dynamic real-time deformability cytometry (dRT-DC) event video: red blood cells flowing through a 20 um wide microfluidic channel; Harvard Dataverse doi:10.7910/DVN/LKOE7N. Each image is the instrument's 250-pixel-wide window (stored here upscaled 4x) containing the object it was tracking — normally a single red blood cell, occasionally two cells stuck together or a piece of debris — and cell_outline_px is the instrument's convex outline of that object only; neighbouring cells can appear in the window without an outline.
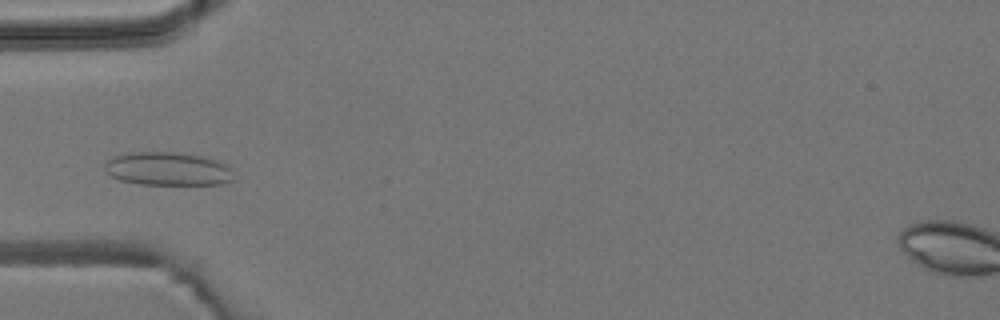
{"species": "common noctule bat (a hibernating species)", "species_latin": "Nyctalus noctula", "temperature_condition": "room temperature", "stored_images_in_passage": 5, "camera_frame_rate_fps": 3000, "um_per_image_px": 0.085, "animal": {"sex": "male", "body_mass_g": 19.2, "forearm_length_mm": 51.8}, "frame": {"image": 1, "passage_image": 4, "time_ms": 3.667, "image_size_px": [1000, 320], "cell_outline_px": [[232, 180], [224, 184], [140, 184], [120, 180], [112, 176], [104, 168], [104, 164], [112, 156], [128, 152], [176, 152], [200, 156], [216, 160], [224, 164], [228, 168]], "centroid_in_image_um": [14.19, 14.34], "position_along_channel_um": 70.8, "area_um2": 24.8}}